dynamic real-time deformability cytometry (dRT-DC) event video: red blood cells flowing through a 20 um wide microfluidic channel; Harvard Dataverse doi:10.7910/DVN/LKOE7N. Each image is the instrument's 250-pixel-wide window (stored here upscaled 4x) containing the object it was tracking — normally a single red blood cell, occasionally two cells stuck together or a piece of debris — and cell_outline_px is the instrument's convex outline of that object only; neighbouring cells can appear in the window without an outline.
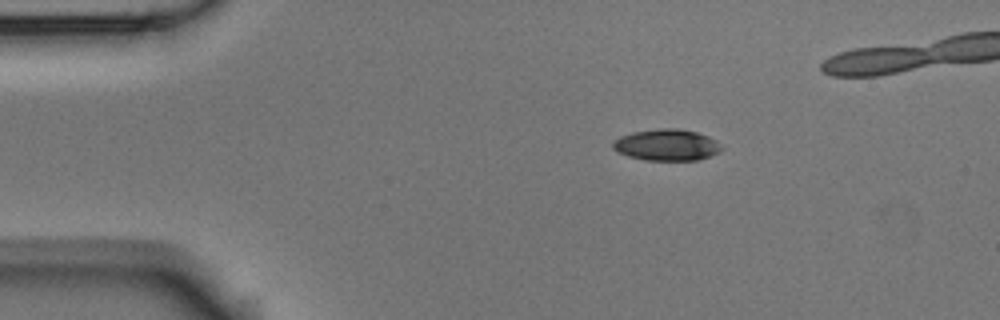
{"species": "Egyptian fruit bat (a non-hibernating species)", "species_latin": "Rousettus aegyptiacus", "temperature_condition": "room temperature", "stored_images_in_passage": 5, "segment_of_instrument_passage": [1, 2], "camera_frame_rate_fps": 3000, "um_per_image_px": 0.085, "animal": {"sex": "male"}, "frame": {"image": 1, "passage_image": 1, "time_ms": 0.0, "image_size_px": [1000, 320], "cell_outline_px": [[724, 148], [720, 152], [700, 160], [644, 160], [628, 156], [616, 152], [612, 148], [612, 140], [620, 136], [632, 132], [660, 128], [676, 128], [696, 132], [708, 136], [716, 140]], "centroid_in_image_um": [56.66, 12.32], "position_along_channel_um": 28.3, "area_um2": 20.17}}
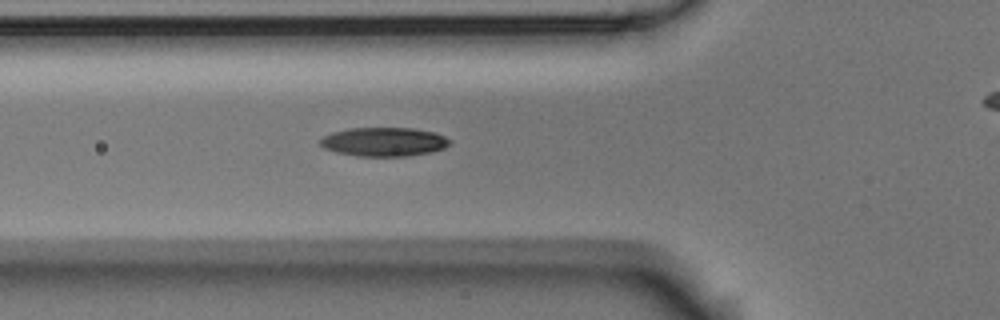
{"frame": {"image": 2, "passage_image": 4, "time_ms": 3.333, "image_size_px": [1000, 320], "cell_outline_px": [[452, 140], [444, 148], [432, 152], [408, 156], [356, 156], [336, 152], [324, 148], [320, 144], [320, 140], [324, 136], [332, 132], [348, 128], [412, 128], [436, 132]], "centroid_in_image_um": [32.64, 12.05], "position_along_channel_um": 93.2, "area_um2": 21.91}}